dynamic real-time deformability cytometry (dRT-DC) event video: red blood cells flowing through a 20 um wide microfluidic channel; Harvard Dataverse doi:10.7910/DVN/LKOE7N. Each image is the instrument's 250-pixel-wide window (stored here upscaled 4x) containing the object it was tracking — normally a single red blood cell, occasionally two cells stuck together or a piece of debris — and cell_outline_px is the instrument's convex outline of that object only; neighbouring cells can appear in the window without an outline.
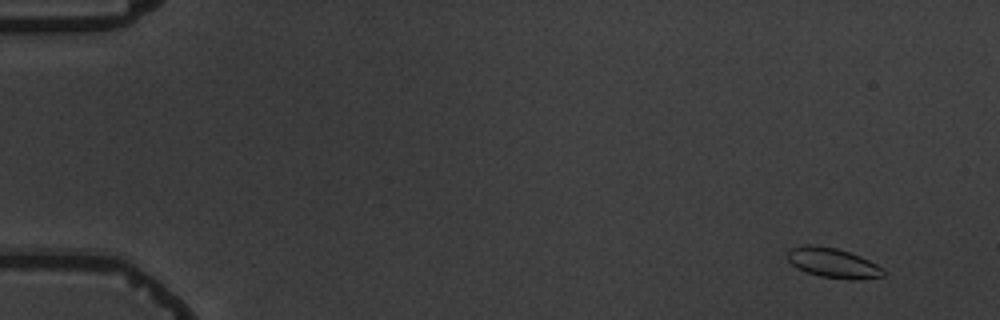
{"species": "common noctule bat (a hibernating species)", "species_latin": "Nyctalus noctula", "temperature_condition": "warm", "stored_images_in_passage": 6, "camera_frame_rate_fps": 3000, "um_per_image_px": 0.085, "animal": {"sex": "male", "body_mass_g": 19.5, "forearm_length_mm": 54.6}, "frame": {"image": 1, "passage_image": 2, "time_ms": 1.333, "image_size_px": [1000, 320], "cell_outline_px": [[884, 276], [852, 280], [820, 276], [796, 268], [788, 260], [788, 252], [792, 248], [804, 244], [808, 244], [836, 248], [860, 256], [884, 268]], "centroid_in_image_um": [70.81, 22.35], "position_along_channel_um": 14.2, "area_um2": 16.47}}
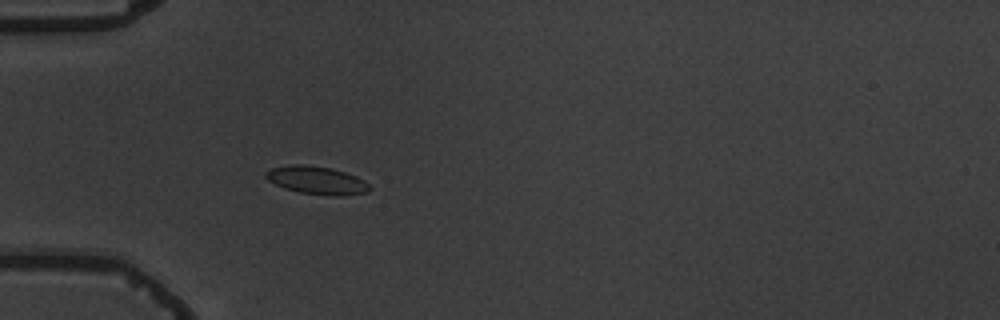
{"frame": {"image": 2, "passage_image": 6, "time_ms": 6.0, "image_size_px": [1000, 320], "cell_outline_px": [[372, 188], [368, 192], [340, 196], [332, 196], [300, 192], [284, 188], [268, 180], [264, 176], [264, 172], [272, 168], [292, 164], [304, 164], [332, 168], [356, 176], [364, 180]], "centroid_in_image_um": [26.92, 15.32], "position_along_channel_um": 58.1, "area_um2": 16.94}}